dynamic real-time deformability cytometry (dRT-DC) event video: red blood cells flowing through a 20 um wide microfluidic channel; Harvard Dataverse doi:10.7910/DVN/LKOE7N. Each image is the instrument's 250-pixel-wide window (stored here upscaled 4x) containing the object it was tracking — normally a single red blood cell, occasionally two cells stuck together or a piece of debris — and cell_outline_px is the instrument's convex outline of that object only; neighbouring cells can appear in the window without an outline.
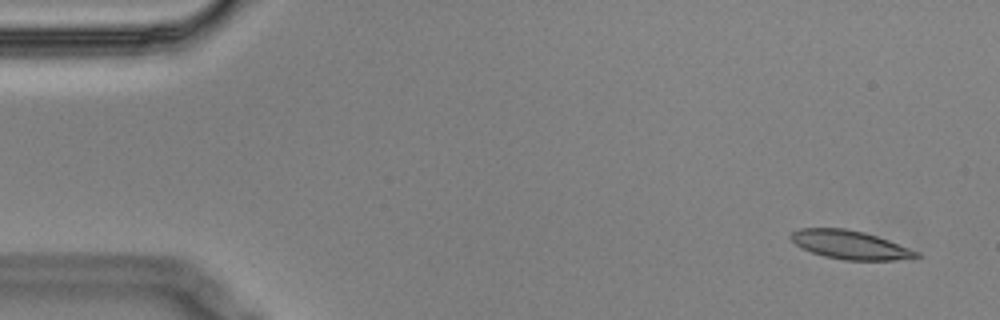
{"species": "Egyptian fruit bat (a non-hibernating species)", "species_latin": "Rousettus aegyptiacus", "temperature_condition": "cold", "stored_images_in_passage": 6, "camera_frame_rate_fps": 3000, "um_per_image_px": 0.085, "animal": {"sex": "male"}, "frame": {"image": 1, "passage_image": 1, "time_ms": 0.0, "image_size_px": [1000, 320], "cell_outline_px": [[920, 256], [892, 260], [844, 260], [824, 256], [800, 248], [788, 236], [792, 232], [800, 228], [844, 228], [864, 232], [888, 240], [920, 252]], "centroid_in_image_um": [72.21, 20.8], "position_along_channel_um": 12.8, "area_um2": 20.75}}
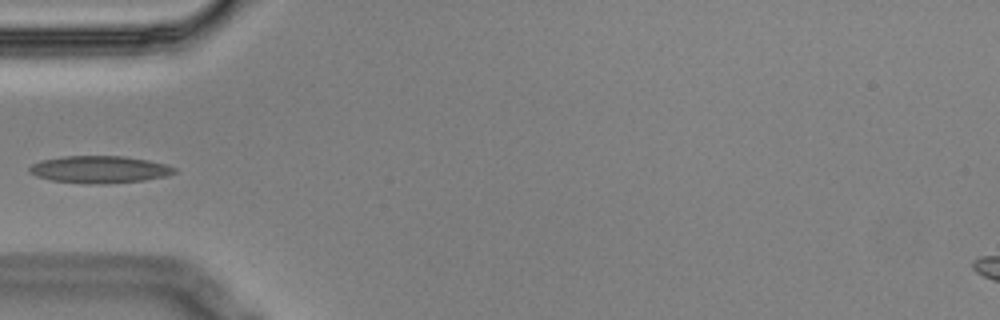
{"frame": {"image": 2, "passage_image": 5, "time_ms": 1.333, "image_size_px": [1000, 320], "cell_outline_px": [[176, 172], [168, 176], [144, 180], [100, 184], [92, 184], [52, 180], [36, 176], [28, 172], [28, 168], [32, 164], [40, 160], [64, 156], [124, 156], [148, 160], [164, 164], [176, 168]], "centroid_in_image_um": [8.44, 14.4], "position_along_channel_um": 76.6, "area_um2": 22.95}}
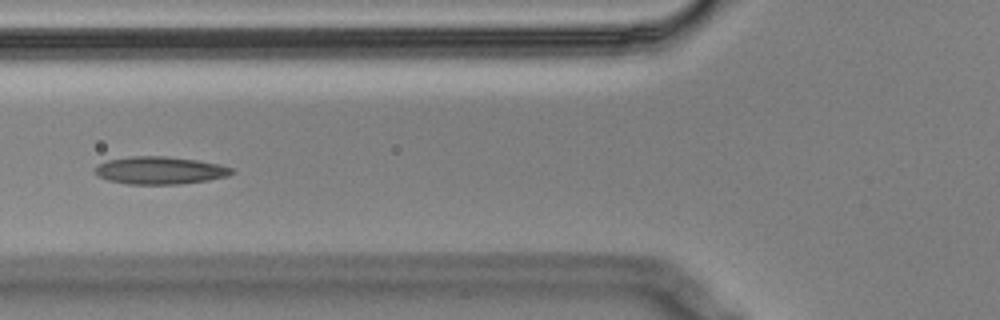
{"frame": {"image": 3, "passage_image": 6, "time_ms": 1.667, "image_size_px": [1000, 320], "cell_outline_px": [[236, 172], [228, 176], [208, 180], [176, 184], [128, 184], [108, 180], [100, 176], [96, 172], [96, 168], [100, 164], [108, 160], [128, 156], [168, 156], [196, 160], [220, 164], [232, 168]], "centroid_in_image_um": [13.64, 14.48], "position_along_channel_um": 112.2, "area_um2": 21.85}}